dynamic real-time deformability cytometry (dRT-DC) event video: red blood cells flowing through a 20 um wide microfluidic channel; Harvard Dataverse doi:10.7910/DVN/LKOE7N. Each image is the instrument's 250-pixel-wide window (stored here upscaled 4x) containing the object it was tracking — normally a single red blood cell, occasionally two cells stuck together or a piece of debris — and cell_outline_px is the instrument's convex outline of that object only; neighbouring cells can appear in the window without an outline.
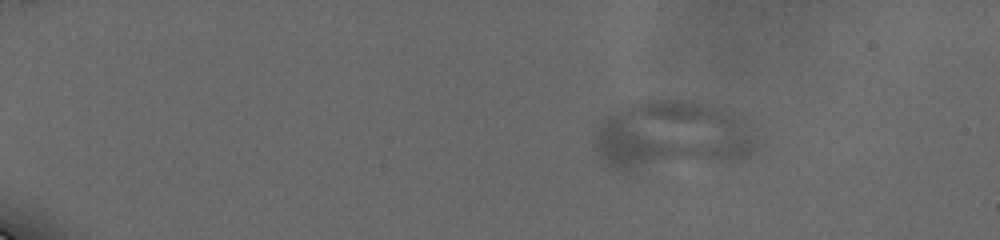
{"species": "human", "species_latin": "Homo sapiens", "temperature_condition": "cold", "stored_images_in_passage": 24, "camera_frame_rate_fps": 3000, "um_per_image_px": 0.085, "donor": {"sex": "male"}, "frame": {"image": 1, "passage_image": 5, "time_ms": 3.0, "image_size_px": [1000, 240], "cell_outline_px": [[764, 144], [752, 156], [732, 160], [636, 172], [624, 172], [608, 168], [604, 164], [596, 152], [596, 136], [604, 120], [608, 116], [632, 104], [648, 100], [688, 100], [724, 108], [752, 120]], "centroid_in_image_um": [57.29, 11.56], "position_along_channel_um": 27.7, "area_um2": 67.34}}